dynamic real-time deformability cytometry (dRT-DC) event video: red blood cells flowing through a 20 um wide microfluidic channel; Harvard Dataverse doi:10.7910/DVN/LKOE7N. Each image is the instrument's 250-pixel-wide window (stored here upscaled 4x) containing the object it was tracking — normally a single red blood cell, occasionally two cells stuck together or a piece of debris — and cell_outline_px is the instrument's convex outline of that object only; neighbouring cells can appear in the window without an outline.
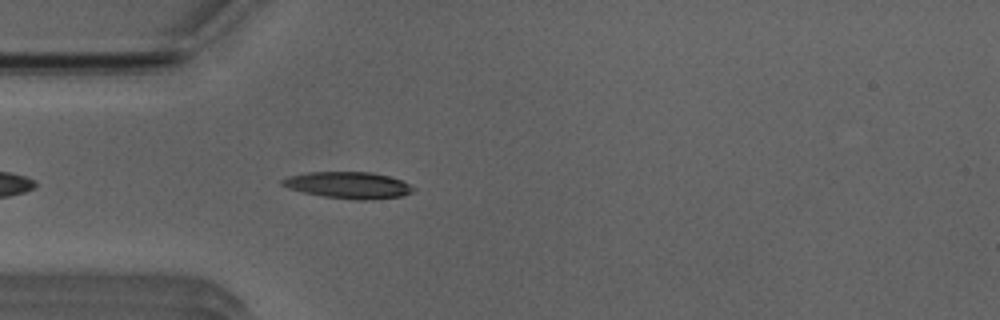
{"species": "Egyptian fruit bat (a non-hibernating species)", "species_latin": "Rousettus aegyptiacus", "temperature_condition": "room temperature", "stored_images_in_passage": 35, "camera_frame_rate_fps": 3000, "um_per_image_px": 0.085, "animal": {"sex": "male"}, "frame": {"image": 1, "passage_image": 4, "time_ms": 1.0, "image_size_px": [1000, 320], "cell_outline_px": [[416, 188], [412, 192], [404, 196], [372, 200], [356, 200], [324, 196], [304, 192], [288, 188], [280, 184], [280, 180], [288, 176], [308, 172], [372, 172], [388, 176], [400, 180]], "centroid_in_image_um": [29.62, 15.74], "position_along_channel_um": 55.4, "area_um2": 20.35}}
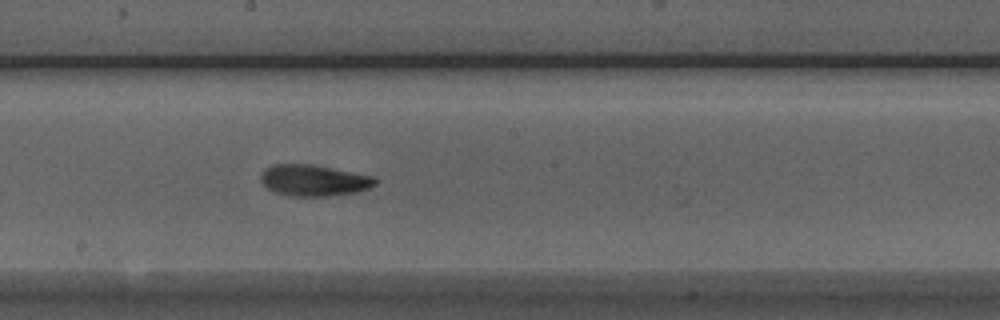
{"frame": {"image": 2, "passage_image": 17, "time_ms": 5.333, "image_size_px": [1000, 320], "cell_outline_px": [[376, 184], [368, 188], [356, 192], [328, 196], [288, 196], [276, 192], [268, 188], [260, 180], [260, 176], [272, 164], [312, 164], [372, 176], [376, 180]], "centroid_in_image_um": [26.66, 15.33], "position_along_channel_um": 221.5, "area_um2": 20.58}}
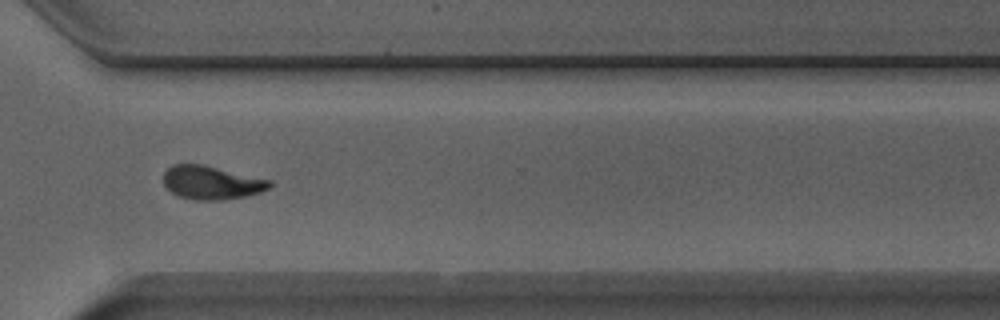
{"frame": {"image": 3, "passage_image": 27, "time_ms": 8.667, "image_size_px": [1000, 320], "cell_outline_px": [[272, 184], [268, 188], [260, 192], [244, 196], [224, 200], [196, 200], [176, 196], [164, 184], [164, 172], [172, 164], [204, 164], [272, 180]], "centroid_in_image_um": [17.97, 15.51], "position_along_channel_um": 352.6, "area_um2": 20.81}, "authors_computed_cell_mechanics": {"area_um2": 20.519, "velocity_mm_per_s": 3.9321, "shape_relaxation_time_tau1_ms": 3.4943, "shape_relaxation_time_tau2_ms": 4.0472, "deformation_change_tau1": 0.1606, "deformation_change_tau2": 0.0942}}